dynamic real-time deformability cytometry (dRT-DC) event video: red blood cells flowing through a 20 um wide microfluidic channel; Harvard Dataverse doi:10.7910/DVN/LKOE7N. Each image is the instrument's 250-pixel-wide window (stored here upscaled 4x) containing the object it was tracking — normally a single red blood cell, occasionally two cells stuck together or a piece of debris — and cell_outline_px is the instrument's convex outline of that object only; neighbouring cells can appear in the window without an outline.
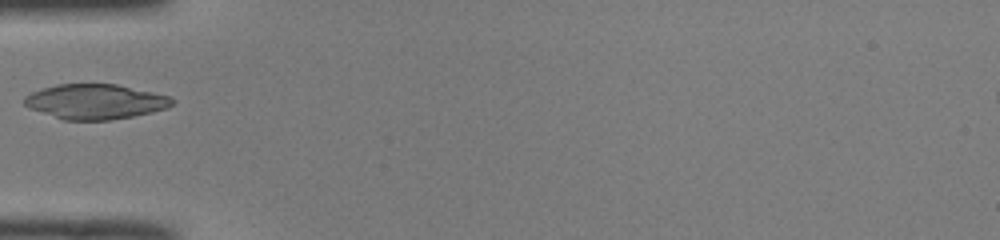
{"species": "common noctule bat (a hibernating species)", "species_latin": "Nyctalus noctula", "temperature_condition": "room temperature", "stored_images_in_passage": 34, "camera_frame_rate_fps": 3000, "um_per_image_px": 0.085, "animal": {"sex": "male", "body_mass_g": 19.0, "forearm_length_mm": 50.8}, "frame": {"image": 1, "passage_image": 1, "time_ms": 0.0, "image_size_px": [1000, 240], "cell_outline_px": [[176, 100], [168, 108], [152, 112], [132, 116], [108, 120], [64, 120], [28, 108], [24, 104], [24, 96], [32, 92], [56, 84], [116, 84], [152, 92], [168, 96]], "centroid_in_image_um": [8.09, 8.64], "position_along_channel_um": 76.9, "area_um2": 30.0}}
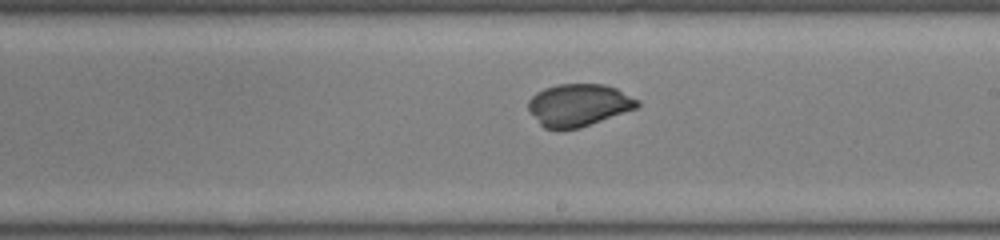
{"frame": {"image": 2, "passage_image": 13, "time_ms": 4.0, "image_size_px": [1000, 240], "cell_outline_px": [[640, 104], [636, 108], [580, 128], [544, 128], [540, 124], [528, 108], [528, 100], [536, 92], [544, 88], [556, 84], [604, 84], [616, 88], [640, 100]], "centroid_in_image_um": [49.19, 8.91], "position_along_channel_um": 239.8, "area_um2": 26.7}}
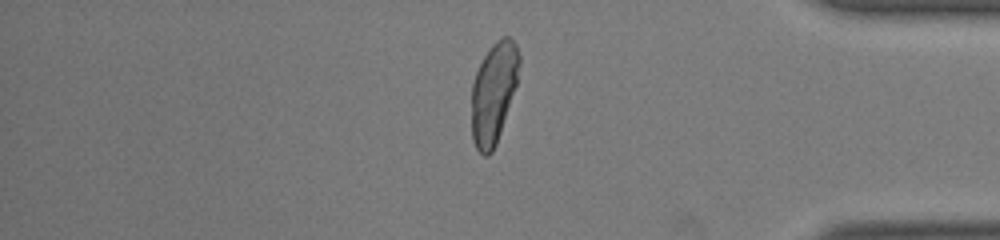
{"frame": {"image": 3, "passage_image": 26, "time_ms": 8.333, "image_size_px": [1000, 240], "cell_outline_px": [[520, 64], [516, 84], [496, 144], [492, 152], [488, 156], [484, 156], [476, 148], [472, 140], [472, 84], [476, 72], [484, 56], [492, 44], [496, 40], [504, 36], [508, 36], [516, 44], [520, 56]], "centroid_in_image_um": [41.95, 7.88], "position_along_channel_um": 393.2, "area_um2": 27.74}}